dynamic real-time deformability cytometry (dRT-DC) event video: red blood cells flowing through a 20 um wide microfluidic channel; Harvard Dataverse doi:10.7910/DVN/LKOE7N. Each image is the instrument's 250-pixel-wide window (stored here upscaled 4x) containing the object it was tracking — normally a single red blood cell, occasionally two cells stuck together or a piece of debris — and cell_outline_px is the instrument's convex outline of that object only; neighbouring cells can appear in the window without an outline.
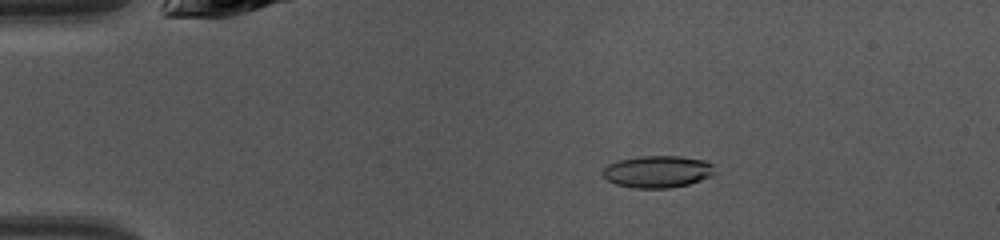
{"species": "common noctule bat (a hibernating species)", "species_latin": "Nyctalus noctula", "temperature_condition": "warm", "stored_images_in_passage": 47, "camera_frame_rate_fps": 3000, "um_per_image_px": 0.085, "animal": {"sex": "female", "body_mass_g": 10.0, "forearm_length_mm": 53.1}, "frame": {"image": 1, "passage_image": 9, "time_ms": 2.667, "image_size_px": [1000, 240], "cell_outline_px": [[716, 172], [712, 176], [688, 184], [668, 188], [636, 188], [616, 184], [608, 180], [600, 172], [608, 164], [616, 160], [640, 156], [680, 156], [704, 160], [712, 164]], "centroid_in_image_um": [55.89, 14.58], "position_along_channel_um": 29.1, "area_um2": 20.98}}
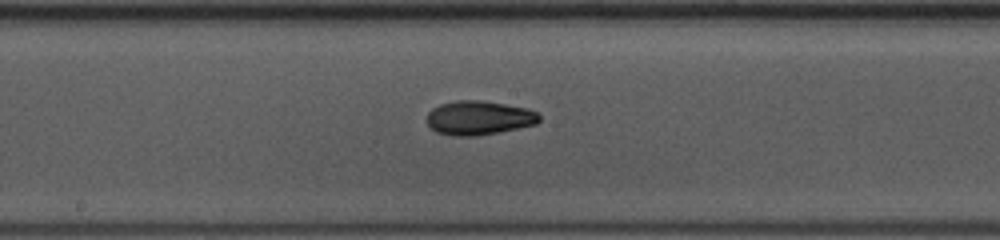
{"frame": {"image": 2, "passage_image": 25, "time_ms": 8.0, "image_size_px": [1000, 240], "cell_outline_px": [[540, 120], [536, 124], [476, 136], [452, 136], [436, 132], [428, 124], [428, 112], [432, 108], [440, 104], [456, 100], [480, 100], [528, 108], [536, 112], [540, 116]], "centroid_in_image_um": [40.69, 10.01], "position_along_channel_um": 207.5, "area_um2": 22.2}}
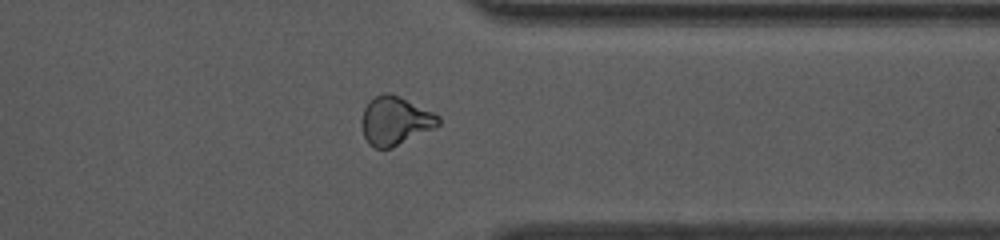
{"frame": {"image": 3, "passage_image": 37, "time_ms": 12.0, "image_size_px": [1000, 240], "cell_outline_px": [[440, 124], [436, 128], [392, 148], [376, 148], [368, 144], [364, 136], [360, 124], [360, 120], [364, 108], [368, 100], [384, 92], [400, 96], [440, 116]], "centroid_in_image_um": [33.57, 10.27], "position_along_channel_um": 377.8, "area_um2": 21.96}, "authors_computed_cell_mechanics": {"area_um2": 21.3282, "velocity_mm_per_s": 4.3378, "shape_relaxation_time_tau1_ms": 7.8019, "shape_relaxation_time_tau2_ms": 2.4032, "deformation_change_tau1": 0.2319, "deformation_change_tau2": 0.0673}}